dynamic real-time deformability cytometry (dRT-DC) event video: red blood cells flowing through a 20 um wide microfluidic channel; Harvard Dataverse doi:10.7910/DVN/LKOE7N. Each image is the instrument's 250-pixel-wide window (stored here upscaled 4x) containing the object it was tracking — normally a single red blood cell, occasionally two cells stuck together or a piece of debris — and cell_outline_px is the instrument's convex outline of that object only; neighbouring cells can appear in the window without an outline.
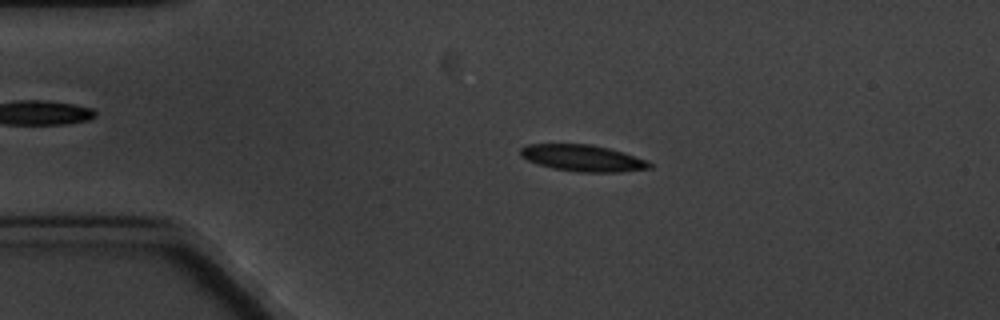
{"species": "common noctule bat (a hibernating species)", "species_latin": "Nyctalus noctula", "temperature_condition": "cold", "stored_images_in_passage": 5, "camera_frame_rate_fps": 3000, "um_per_image_px": 0.085, "animal": {"sex": "male", "body_mass_g": 20.1, "forearm_length_mm": 53.5}, "frame": {"image": 1, "passage_image": 3, "time_ms": 2.333, "image_size_px": [1000, 320], "cell_outline_px": [[652, 168], [620, 172], [580, 172], [552, 168], [528, 160], [520, 156], [520, 148], [528, 144], [592, 144], [624, 152], [644, 160], [652, 164]], "centroid_in_image_um": [49.53, 13.43], "position_along_channel_um": 35.5, "area_um2": 19.83}}
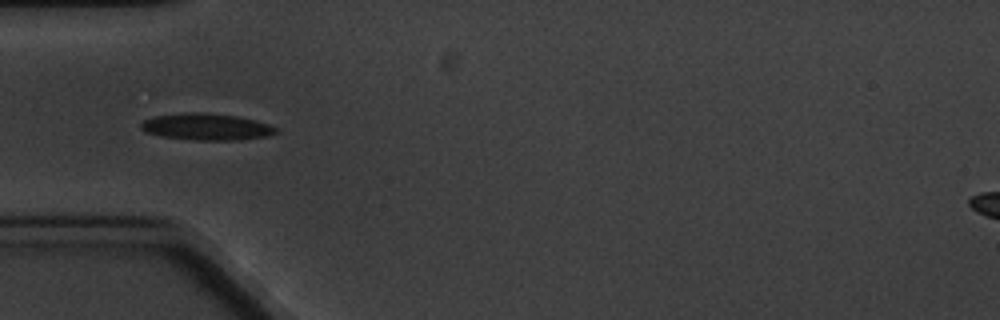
{"frame": {"image": 2, "passage_image": 4, "time_ms": 4.333, "image_size_px": [1000, 320], "cell_outline_px": [[276, 132], [264, 136], [240, 140], [196, 140], [160, 136], [144, 132], [140, 128], [140, 124], [144, 120], [156, 116], [188, 112], [204, 112], [236, 116], [256, 120], [268, 124], [276, 128]], "centroid_in_image_um": [17.5, 10.78], "position_along_channel_um": 67.5, "area_um2": 20.87}}